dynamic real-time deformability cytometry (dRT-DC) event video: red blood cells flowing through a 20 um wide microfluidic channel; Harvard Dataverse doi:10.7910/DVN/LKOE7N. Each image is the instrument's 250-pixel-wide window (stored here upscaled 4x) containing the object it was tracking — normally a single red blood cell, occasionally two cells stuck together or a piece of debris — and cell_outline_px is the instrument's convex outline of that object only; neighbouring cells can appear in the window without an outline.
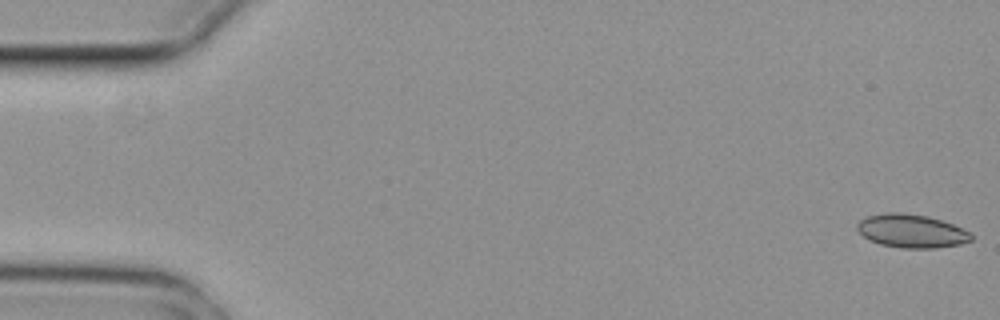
{"species": "common noctule bat (a hibernating species)", "species_latin": "Nyctalus noctula", "temperature_condition": "cold", "stored_images_in_passage": 5, "camera_frame_rate_fps": 3000, "um_per_image_px": 0.085, "animal": {"sex": "female", "body_mass_g": 29.2, "forearm_length_mm": 56.3}, "frame": {"image": 1, "passage_image": 1, "time_ms": 0.0, "image_size_px": [1000, 320], "cell_outline_px": [[972, 240], [960, 244], [936, 248], [904, 248], [880, 244], [868, 240], [856, 228], [856, 224], [864, 216], [888, 212], [900, 212], [928, 216], [952, 224], [968, 232], [972, 236]], "centroid_in_image_um": [77.42, 19.63], "position_along_channel_um": 7.6, "area_um2": 22.14}}
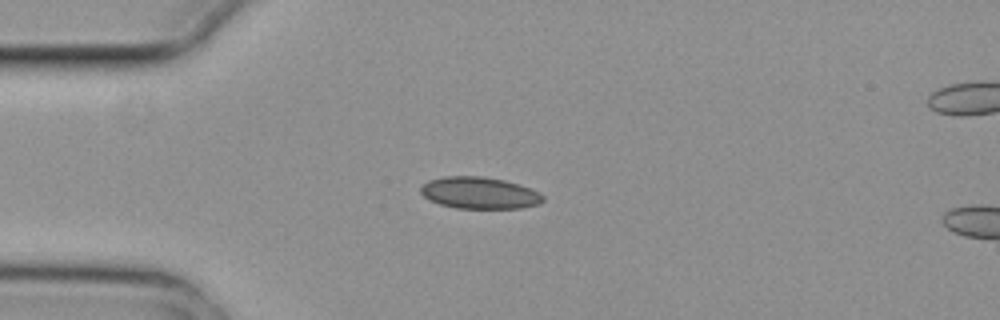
{"frame": {"image": 2, "passage_image": 4, "time_ms": 1.0, "image_size_px": [1000, 320], "cell_outline_px": [[544, 200], [540, 204], [520, 208], [456, 208], [440, 204], [428, 200], [420, 192], [420, 188], [428, 180], [444, 176], [484, 176], [504, 180], [520, 184], [540, 192], [544, 196]], "centroid_in_image_um": [40.77, 16.39], "position_along_channel_um": 44.2, "area_um2": 22.83}}